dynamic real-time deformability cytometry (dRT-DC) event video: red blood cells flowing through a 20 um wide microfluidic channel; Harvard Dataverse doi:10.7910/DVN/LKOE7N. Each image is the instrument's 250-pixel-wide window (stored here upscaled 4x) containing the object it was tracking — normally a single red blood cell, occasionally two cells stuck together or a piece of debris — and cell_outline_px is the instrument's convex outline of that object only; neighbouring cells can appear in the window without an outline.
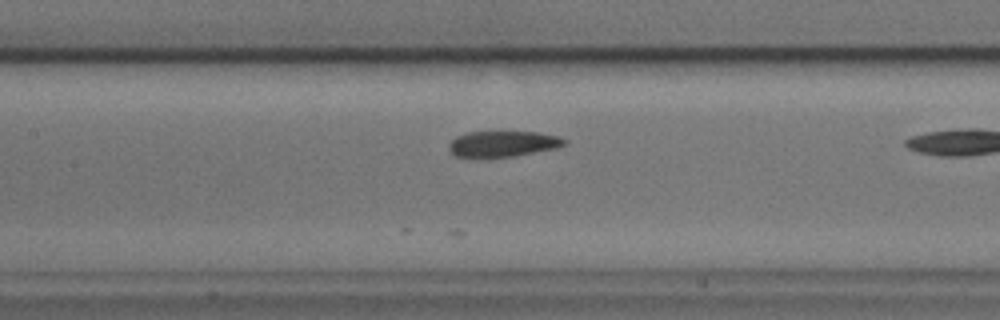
{"species": "common noctule bat (a hibernating species)", "species_latin": "Nyctalus noctula", "temperature_condition": "cold", "stored_images_in_passage": 12, "camera_frame_rate_fps": 3000, "um_per_image_px": 0.085, "animal": {"sex": "male", "body_mass_g": 17.9, "forearm_length_mm": 54.2}, "frame": {"image": 1, "passage_image": 10, "time_ms": 3.0, "image_size_px": [1000, 320], "cell_outline_px": [[568, 144], [556, 148], [512, 156], [488, 160], [456, 156], [448, 148], [448, 144], [456, 136], [468, 132], [536, 132], [556, 136], [568, 140]], "centroid_in_image_um": [42.7, 12.26], "position_along_channel_um": 164.7, "area_um2": 17.8}}